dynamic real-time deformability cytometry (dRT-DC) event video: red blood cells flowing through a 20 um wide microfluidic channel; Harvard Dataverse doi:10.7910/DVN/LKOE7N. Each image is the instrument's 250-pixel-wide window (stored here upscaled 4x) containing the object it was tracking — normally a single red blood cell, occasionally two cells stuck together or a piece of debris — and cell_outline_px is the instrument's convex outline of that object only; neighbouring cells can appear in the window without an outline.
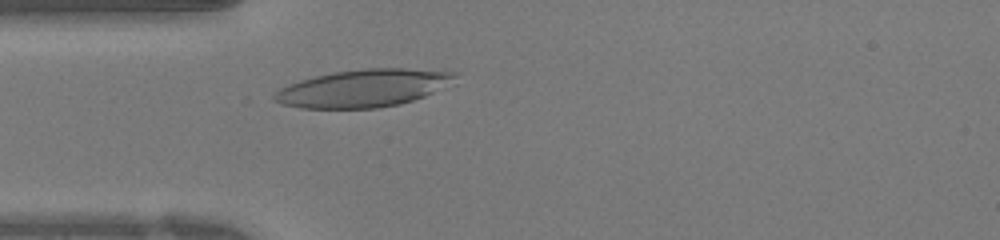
{"species": "human", "species_latin": "Homo sapiens", "temperature_condition": "warm", "stored_images_in_passage": 38, "camera_frame_rate_fps": 3000, "um_per_image_px": 0.085, "donor": {"sex": "female"}, "frame": {"image": 1, "passage_image": 8, "time_ms": 2.333, "image_size_px": [1000, 240], "cell_outline_px": [[456, 76], [432, 92], [424, 96], [400, 104], [376, 108], [300, 108], [280, 104], [272, 100], [272, 96], [280, 88], [288, 84], [300, 80], [332, 72], [364, 68], [404, 68], [456, 72]], "centroid_in_image_um": [30.77, 7.5], "position_along_channel_um": 54.2, "area_um2": 39.13}}
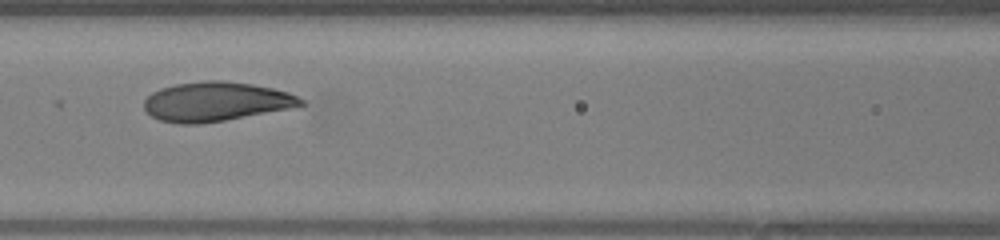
{"frame": {"image": 2, "passage_image": 14, "time_ms": 4.333, "image_size_px": [1000, 240], "cell_outline_px": [[308, 104], [288, 108], [224, 120], [200, 124], [180, 124], [160, 120], [152, 116], [144, 108], [144, 100], [152, 92], [160, 88], [176, 84], [204, 80], [224, 80], [252, 84], [272, 88], [288, 92], [304, 100]], "centroid_in_image_um": [18.33, 8.62], "position_along_channel_um": 148.3, "area_um2": 35.72}}
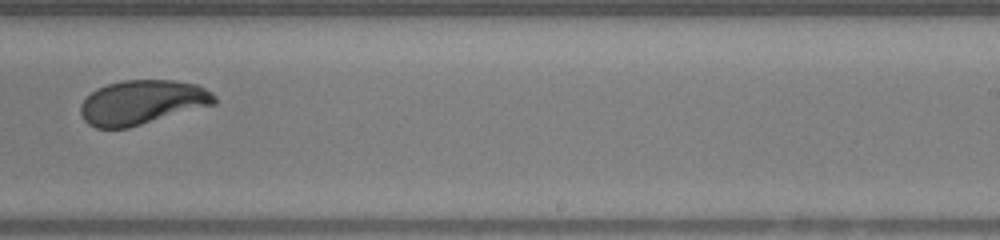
{"frame": {"image": 3, "passage_image": 22, "time_ms": 7.0, "image_size_px": [1000, 240], "cell_outline_px": [[216, 104], [128, 128], [96, 128], [88, 124], [84, 120], [80, 112], [80, 104], [96, 88], [108, 84], [124, 80], [176, 80], [196, 84], [212, 92], [216, 96]], "centroid_in_image_um": [12.09, 8.7], "position_along_channel_um": 276.9, "area_um2": 34.68}}